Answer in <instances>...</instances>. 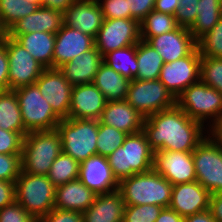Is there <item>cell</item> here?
Returning a JSON list of instances; mask_svg holds the SVG:
<instances>
[{
    "label": "cell",
    "instance_id": "277c9868",
    "mask_svg": "<svg viewBox=\"0 0 222 222\" xmlns=\"http://www.w3.org/2000/svg\"><path fill=\"white\" fill-rule=\"evenodd\" d=\"M61 152V138L56 129L31 131L25 135L23 141L22 171L33 175H47Z\"/></svg>",
    "mask_w": 222,
    "mask_h": 222
},
{
    "label": "cell",
    "instance_id": "d590c367",
    "mask_svg": "<svg viewBox=\"0 0 222 222\" xmlns=\"http://www.w3.org/2000/svg\"><path fill=\"white\" fill-rule=\"evenodd\" d=\"M128 134L115 127L104 125L99 121V131L97 135V155L104 157L112 154L118 147L122 146Z\"/></svg>",
    "mask_w": 222,
    "mask_h": 222
},
{
    "label": "cell",
    "instance_id": "d6986e66",
    "mask_svg": "<svg viewBox=\"0 0 222 222\" xmlns=\"http://www.w3.org/2000/svg\"><path fill=\"white\" fill-rule=\"evenodd\" d=\"M106 103L105 96L93 83L73 86L68 118L99 120Z\"/></svg>",
    "mask_w": 222,
    "mask_h": 222
},
{
    "label": "cell",
    "instance_id": "603a6c76",
    "mask_svg": "<svg viewBox=\"0 0 222 222\" xmlns=\"http://www.w3.org/2000/svg\"><path fill=\"white\" fill-rule=\"evenodd\" d=\"M144 116L126 100L107 102L99 121L127 134L142 131Z\"/></svg>",
    "mask_w": 222,
    "mask_h": 222
},
{
    "label": "cell",
    "instance_id": "11a10c76",
    "mask_svg": "<svg viewBox=\"0 0 222 222\" xmlns=\"http://www.w3.org/2000/svg\"><path fill=\"white\" fill-rule=\"evenodd\" d=\"M210 133L222 143V118L219 122L210 130Z\"/></svg>",
    "mask_w": 222,
    "mask_h": 222
},
{
    "label": "cell",
    "instance_id": "ffe728a7",
    "mask_svg": "<svg viewBox=\"0 0 222 222\" xmlns=\"http://www.w3.org/2000/svg\"><path fill=\"white\" fill-rule=\"evenodd\" d=\"M146 42L160 54L164 63L183 58L197 47V41L189 29L179 26L171 32L151 37Z\"/></svg>",
    "mask_w": 222,
    "mask_h": 222
},
{
    "label": "cell",
    "instance_id": "8fae6325",
    "mask_svg": "<svg viewBox=\"0 0 222 222\" xmlns=\"http://www.w3.org/2000/svg\"><path fill=\"white\" fill-rule=\"evenodd\" d=\"M141 40L140 23L135 19H104L94 41L95 47L102 56Z\"/></svg>",
    "mask_w": 222,
    "mask_h": 222
},
{
    "label": "cell",
    "instance_id": "d6a6232c",
    "mask_svg": "<svg viewBox=\"0 0 222 222\" xmlns=\"http://www.w3.org/2000/svg\"><path fill=\"white\" fill-rule=\"evenodd\" d=\"M177 27L175 16L152 10L140 22V37L141 40L147 41L151 37L171 32Z\"/></svg>",
    "mask_w": 222,
    "mask_h": 222
},
{
    "label": "cell",
    "instance_id": "1f68e13d",
    "mask_svg": "<svg viewBox=\"0 0 222 222\" xmlns=\"http://www.w3.org/2000/svg\"><path fill=\"white\" fill-rule=\"evenodd\" d=\"M198 15L189 32L198 41L221 19L220 0H199Z\"/></svg>",
    "mask_w": 222,
    "mask_h": 222
},
{
    "label": "cell",
    "instance_id": "816d5d0a",
    "mask_svg": "<svg viewBox=\"0 0 222 222\" xmlns=\"http://www.w3.org/2000/svg\"><path fill=\"white\" fill-rule=\"evenodd\" d=\"M76 0H43L42 6L64 13Z\"/></svg>",
    "mask_w": 222,
    "mask_h": 222
},
{
    "label": "cell",
    "instance_id": "484cf974",
    "mask_svg": "<svg viewBox=\"0 0 222 222\" xmlns=\"http://www.w3.org/2000/svg\"><path fill=\"white\" fill-rule=\"evenodd\" d=\"M97 194L79 179L56 187L54 208L83 213L94 202Z\"/></svg>",
    "mask_w": 222,
    "mask_h": 222
},
{
    "label": "cell",
    "instance_id": "f1b7e54d",
    "mask_svg": "<svg viewBox=\"0 0 222 222\" xmlns=\"http://www.w3.org/2000/svg\"><path fill=\"white\" fill-rule=\"evenodd\" d=\"M0 128L6 131L29 133L22 122L19 101L14 90L0 92Z\"/></svg>",
    "mask_w": 222,
    "mask_h": 222
},
{
    "label": "cell",
    "instance_id": "7a4b0ae2",
    "mask_svg": "<svg viewBox=\"0 0 222 222\" xmlns=\"http://www.w3.org/2000/svg\"><path fill=\"white\" fill-rule=\"evenodd\" d=\"M173 185L162 175L151 169L134 174L118 183L125 205H159L169 207Z\"/></svg>",
    "mask_w": 222,
    "mask_h": 222
},
{
    "label": "cell",
    "instance_id": "4316f807",
    "mask_svg": "<svg viewBox=\"0 0 222 222\" xmlns=\"http://www.w3.org/2000/svg\"><path fill=\"white\" fill-rule=\"evenodd\" d=\"M15 40L20 43L45 69L53 68L55 34L49 32H31L18 35Z\"/></svg>",
    "mask_w": 222,
    "mask_h": 222
},
{
    "label": "cell",
    "instance_id": "74e56055",
    "mask_svg": "<svg viewBox=\"0 0 222 222\" xmlns=\"http://www.w3.org/2000/svg\"><path fill=\"white\" fill-rule=\"evenodd\" d=\"M201 56L222 58V18L197 41Z\"/></svg>",
    "mask_w": 222,
    "mask_h": 222
},
{
    "label": "cell",
    "instance_id": "8992f818",
    "mask_svg": "<svg viewBox=\"0 0 222 222\" xmlns=\"http://www.w3.org/2000/svg\"><path fill=\"white\" fill-rule=\"evenodd\" d=\"M56 130L61 138L62 152L79 164L97 155L99 120L67 118L58 123Z\"/></svg>",
    "mask_w": 222,
    "mask_h": 222
},
{
    "label": "cell",
    "instance_id": "7402d4cb",
    "mask_svg": "<svg viewBox=\"0 0 222 222\" xmlns=\"http://www.w3.org/2000/svg\"><path fill=\"white\" fill-rule=\"evenodd\" d=\"M63 24V13L41 6L35 12L19 19L13 24L7 30V36L15 39L18 35L29 34L31 32L56 34Z\"/></svg>",
    "mask_w": 222,
    "mask_h": 222
},
{
    "label": "cell",
    "instance_id": "6da1fadb",
    "mask_svg": "<svg viewBox=\"0 0 222 222\" xmlns=\"http://www.w3.org/2000/svg\"><path fill=\"white\" fill-rule=\"evenodd\" d=\"M142 131L154 152H193L209 133L177 105L145 118Z\"/></svg>",
    "mask_w": 222,
    "mask_h": 222
},
{
    "label": "cell",
    "instance_id": "3957f363",
    "mask_svg": "<svg viewBox=\"0 0 222 222\" xmlns=\"http://www.w3.org/2000/svg\"><path fill=\"white\" fill-rule=\"evenodd\" d=\"M113 176L120 180L153 169L154 151L143 131L128 134L122 146L107 156Z\"/></svg>",
    "mask_w": 222,
    "mask_h": 222
},
{
    "label": "cell",
    "instance_id": "44dd1931",
    "mask_svg": "<svg viewBox=\"0 0 222 222\" xmlns=\"http://www.w3.org/2000/svg\"><path fill=\"white\" fill-rule=\"evenodd\" d=\"M64 24L95 39L103 21L97 0H76L63 13Z\"/></svg>",
    "mask_w": 222,
    "mask_h": 222
},
{
    "label": "cell",
    "instance_id": "e0dca14e",
    "mask_svg": "<svg viewBox=\"0 0 222 222\" xmlns=\"http://www.w3.org/2000/svg\"><path fill=\"white\" fill-rule=\"evenodd\" d=\"M211 193L198 181L173 185L169 208L186 217L209 209Z\"/></svg>",
    "mask_w": 222,
    "mask_h": 222
},
{
    "label": "cell",
    "instance_id": "d4e9b609",
    "mask_svg": "<svg viewBox=\"0 0 222 222\" xmlns=\"http://www.w3.org/2000/svg\"><path fill=\"white\" fill-rule=\"evenodd\" d=\"M124 208L125 202L118 190L97 195L82 213L83 222H123Z\"/></svg>",
    "mask_w": 222,
    "mask_h": 222
},
{
    "label": "cell",
    "instance_id": "cb8c5ba5",
    "mask_svg": "<svg viewBox=\"0 0 222 222\" xmlns=\"http://www.w3.org/2000/svg\"><path fill=\"white\" fill-rule=\"evenodd\" d=\"M103 63V56L94 46L92 49L77 55L70 62L62 65L59 70L72 85L93 83L94 77Z\"/></svg>",
    "mask_w": 222,
    "mask_h": 222
},
{
    "label": "cell",
    "instance_id": "f35d334b",
    "mask_svg": "<svg viewBox=\"0 0 222 222\" xmlns=\"http://www.w3.org/2000/svg\"><path fill=\"white\" fill-rule=\"evenodd\" d=\"M163 207L159 205H125L123 222H156Z\"/></svg>",
    "mask_w": 222,
    "mask_h": 222
},
{
    "label": "cell",
    "instance_id": "c3c4849f",
    "mask_svg": "<svg viewBox=\"0 0 222 222\" xmlns=\"http://www.w3.org/2000/svg\"><path fill=\"white\" fill-rule=\"evenodd\" d=\"M16 200L15 182L0 180V209Z\"/></svg>",
    "mask_w": 222,
    "mask_h": 222
},
{
    "label": "cell",
    "instance_id": "5bb4252c",
    "mask_svg": "<svg viewBox=\"0 0 222 222\" xmlns=\"http://www.w3.org/2000/svg\"><path fill=\"white\" fill-rule=\"evenodd\" d=\"M43 98L51 105L54 113L61 119H67L73 86L64 74L56 68L44 69L34 83Z\"/></svg>",
    "mask_w": 222,
    "mask_h": 222
},
{
    "label": "cell",
    "instance_id": "8d00e7d4",
    "mask_svg": "<svg viewBox=\"0 0 222 222\" xmlns=\"http://www.w3.org/2000/svg\"><path fill=\"white\" fill-rule=\"evenodd\" d=\"M200 80L222 93V58L201 56Z\"/></svg>",
    "mask_w": 222,
    "mask_h": 222
},
{
    "label": "cell",
    "instance_id": "680465c9",
    "mask_svg": "<svg viewBox=\"0 0 222 222\" xmlns=\"http://www.w3.org/2000/svg\"><path fill=\"white\" fill-rule=\"evenodd\" d=\"M220 16L222 18V0H220Z\"/></svg>",
    "mask_w": 222,
    "mask_h": 222
},
{
    "label": "cell",
    "instance_id": "9a60e30c",
    "mask_svg": "<svg viewBox=\"0 0 222 222\" xmlns=\"http://www.w3.org/2000/svg\"><path fill=\"white\" fill-rule=\"evenodd\" d=\"M153 169L172 185L196 181L192 152L155 151Z\"/></svg>",
    "mask_w": 222,
    "mask_h": 222
},
{
    "label": "cell",
    "instance_id": "4fadbf2b",
    "mask_svg": "<svg viewBox=\"0 0 222 222\" xmlns=\"http://www.w3.org/2000/svg\"><path fill=\"white\" fill-rule=\"evenodd\" d=\"M6 52L9 60V90L32 85L45 69L15 39L6 36Z\"/></svg>",
    "mask_w": 222,
    "mask_h": 222
},
{
    "label": "cell",
    "instance_id": "83f0119b",
    "mask_svg": "<svg viewBox=\"0 0 222 222\" xmlns=\"http://www.w3.org/2000/svg\"><path fill=\"white\" fill-rule=\"evenodd\" d=\"M130 82L104 62L93 80V84L102 92L107 102L125 100Z\"/></svg>",
    "mask_w": 222,
    "mask_h": 222
},
{
    "label": "cell",
    "instance_id": "836d02e7",
    "mask_svg": "<svg viewBox=\"0 0 222 222\" xmlns=\"http://www.w3.org/2000/svg\"><path fill=\"white\" fill-rule=\"evenodd\" d=\"M79 168L80 164L73 157L61 152L49 169L47 177L57 187L78 179Z\"/></svg>",
    "mask_w": 222,
    "mask_h": 222
},
{
    "label": "cell",
    "instance_id": "e575fe53",
    "mask_svg": "<svg viewBox=\"0 0 222 222\" xmlns=\"http://www.w3.org/2000/svg\"><path fill=\"white\" fill-rule=\"evenodd\" d=\"M37 8V5L27 0H0L1 23L8 30L19 19L35 12Z\"/></svg>",
    "mask_w": 222,
    "mask_h": 222
},
{
    "label": "cell",
    "instance_id": "f907efd6",
    "mask_svg": "<svg viewBox=\"0 0 222 222\" xmlns=\"http://www.w3.org/2000/svg\"><path fill=\"white\" fill-rule=\"evenodd\" d=\"M178 6V0H155L153 10L175 16Z\"/></svg>",
    "mask_w": 222,
    "mask_h": 222
},
{
    "label": "cell",
    "instance_id": "f6af8a7d",
    "mask_svg": "<svg viewBox=\"0 0 222 222\" xmlns=\"http://www.w3.org/2000/svg\"><path fill=\"white\" fill-rule=\"evenodd\" d=\"M39 222H83V215L77 211L53 208L48 214L44 215Z\"/></svg>",
    "mask_w": 222,
    "mask_h": 222
},
{
    "label": "cell",
    "instance_id": "f5cc1de1",
    "mask_svg": "<svg viewBox=\"0 0 222 222\" xmlns=\"http://www.w3.org/2000/svg\"><path fill=\"white\" fill-rule=\"evenodd\" d=\"M156 222H184V217L167 207L162 209Z\"/></svg>",
    "mask_w": 222,
    "mask_h": 222
},
{
    "label": "cell",
    "instance_id": "ab89813d",
    "mask_svg": "<svg viewBox=\"0 0 222 222\" xmlns=\"http://www.w3.org/2000/svg\"><path fill=\"white\" fill-rule=\"evenodd\" d=\"M104 19H133L131 17V0H97Z\"/></svg>",
    "mask_w": 222,
    "mask_h": 222
},
{
    "label": "cell",
    "instance_id": "6f0895ef",
    "mask_svg": "<svg viewBox=\"0 0 222 222\" xmlns=\"http://www.w3.org/2000/svg\"><path fill=\"white\" fill-rule=\"evenodd\" d=\"M27 1L37 5L38 7H41L43 3V0H27Z\"/></svg>",
    "mask_w": 222,
    "mask_h": 222
},
{
    "label": "cell",
    "instance_id": "30bf717a",
    "mask_svg": "<svg viewBox=\"0 0 222 222\" xmlns=\"http://www.w3.org/2000/svg\"><path fill=\"white\" fill-rule=\"evenodd\" d=\"M125 100L144 118L176 105V99L159 79L132 80Z\"/></svg>",
    "mask_w": 222,
    "mask_h": 222
},
{
    "label": "cell",
    "instance_id": "7dc6e473",
    "mask_svg": "<svg viewBox=\"0 0 222 222\" xmlns=\"http://www.w3.org/2000/svg\"><path fill=\"white\" fill-rule=\"evenodd\" d=\"M9 60L6 52V38L0 44V92L9 90Z\"/></svg>",
    "mask_w": 222,
    "mask_h": 222
},
{
    "label": "cell",
    "instance_id": "60d3db41",
    "mask_svg": "<svg viewBox=\"0 0 222 222\" xmlns=\"http://www.w3.org/2000/svg\"><path fill=\"white\" fill-rule=\"evenodd\" d=\"M22 154H0V180L15 182L22 170Z\"/></svg>",
    "mask_w": 222,
    "mask_h": 222
},
{
    "label": "cell",
    "instance_id": "f546056e",
    "mask_svg": "<svg viewBox=\"0 0 222 222\" xmlns=\"http://www.w3.org/2000/svg\"><path fill=\"white\" fill-rule=\"evenodd\" d=\"M136 57L138 71L135 79L147 81L159 79L164 62L160 54L151 45L140 40L136 44Z\"/></svg>",
    "mask_w": 222,
    "mask_h": 222
},
{
    "label": "cell",
    "instance_id": "bcb514c9",
    "mask_svg": "<svg viewBox=\"0 0 222 222\" xmlns=\"http://www.w3.org/2000/svg\"><path fill=\"white\" fill-rule=\"evenodd\" d=\"M131 17L139 23L154 9L155 0H131Z\"/></svg>",
    "mask_w": 222,
    "mask_h": 222
},
{
    "label": "cell",
    "instance_id": "7bdbcfd3",
    "mask_svg": "<svg viewBox=\"0 0 222 222\" xmlns=\"http://www.w3.org/2000/svg\"><path fill=\"white\" fill-rule=\"evenodd\" d=\"M0 222H39L16 200L0 209Z\"/></svg>",
    "mask_w": 222,
    "mask_h": 222
},
{
    "label": "cell",
    "instance_id": "9c48e42d",
    "mask_svg": "<svg viewBox=\"0 0 222 222\" xmlns=\"http://www.w3.org/2000/svg\"><path fill=\"white\" fill-rule=\"evenodd\" d=\"M14 91L19 101L23 125L28 132L56 129L61 119L35 84L19 87Z\"/></svg>",
    "mask_w": 222,
    "mask_h": 222
},
{
    "label": "cell",
    "instance_id": "2e32d148",
    "mask_svg": "<svg viewBox=\"0 0 222 222\" xmlns=\"http://www.w3.org/2000/svg\"><path fill=\"white\" fill-rule=\"evenodd\" d=\"M78 179L97 195L118 190L119 182L108 159L101 155H93L80 164Z\"/></svg>",
    "mask_w": 222,
    "mask_h": 222
},
{
    "label": "cell",
    "instance_id": "52a82bcc",
    "mask_svg": "<svg viewBox=\"0 0 222 222\" xmlns=\"http://www.w3.org/2000/svg\"><path fill=\"white\" fill-rule=\"evenodd\" d=\"M56 187L47 175H33L21 170L15 181L16 201L38 221L54 208Z\"/></svg>",
    "mask_w": 222,
    "mask_h": 222
},
{
    "label": "cell",
    "instance_id": "681fc988",
    "mask_svg": "<svg viewBox=\"0 0 222 222\" xmlns=\"http://www.w3.org/2000/svg\"><path fill=\"white\" fill-rule=\"evenodd\" d=\"M209 210L216 222H222V192L211 194Z\"/></svg>",
    "mask_w": 222,
    "mask_h": 222
},
{
    "label": "cell",
    "instance_id": "9f6ffc18",
    "mask_svg": "<svg viewBox=\"0 0 222 222\" xmlns=\"http://www.w3.org/2000/svg\"><path fill=\"white\" fill-rule=\"evenodd\" d=\"M6 36H7V30L4 28L0 20V44L5 41Z\"/></svg>",
    "mask_w": 222,
    "mask_h": 222
},
{
    "label": "cell",
    "instance_id": "ba28073f",
    "mask_svg": "<svg viewBox=\"0 0 222 222\" xmlns=\"http://www.w3.org/2000/svg\"><path fill=\"white\" fill-rule=\"evenodd\" d=\"M196 181L211 194L222 192V143L210 132L192 152Z\"/></svg>",
    "mask_w": 222,
    "mask_h": 222
},
{
    "label": "cell",
    "instance_id": "4dcf8cb0",
    "mask_svg": "<svg viewBox=\"0 0 222 222\" xmlns=\"http://www.w3.org/2000/svg\"><path fill=\"white\" fill-rule=\"evenodd\" d=\"M103 62L123 77L134 80L138 71L136 44L105 54Z\"/></svg>",
    "mask_w": 222,
    "mask_h": 222
},
{
    "label": "cell",
    "instance_id": "db71d44e",
    "mask_svg": "<svg viewBox=\"0 0 222 222\" xmlns=\"http://www.w3.org/2000/svg\"><path fill=\"white\" fill-rule=\"evenodd\" d=\"M184 222H216L210 210L184 217Z\"/></svg>",
    "mask_w": 222,
    "mask_h": 222
},
{
    "label": "cell",
    "instance_id": "7c38bea8",
    "mask_svg": "<svg viewBox=\"0 0 222 222\" xmlns=\"http://www.w3.org/2000/svg\"><path fill=\"white\" fill-rule=\"evenodd\" d=\"M200 60L201 55L196 47L189 55L162 66L159 80L175 99L200 80Z\"/></svg>",
    "mask_w": 222,
    "mask_h": 222
},
{
    "label": "cell",
    "instance_id": "ac0fdd59",
    "mask_svg": "<svg viewBox=\"0 0 222 222\" xmlns=\"http://www.w3.org/2000/svg\"><path fill=\"white\" fill-rule=\"evenodd\" d=\"M95 46L94 38L65 24L55 34L53 68L59 69L74 57Z\"/></svg>",
    "mask_w": 222,
    "mask_h": 222
},
{
    "label": "cell",
    "instance_id": "5b68a950",
    "mask_svg": "<svg viewBox=\"0 0 222 222\" xmlns=\"http://www.w3.org/2000/svg\"><path fill=\"white\" fill-rule=\"evenodd\" d=\"M176 105L209 132L222 118V93L201 80L186 88L176 98Z\"/></svg>",
    "mask_w": 222,
    "mask_h": 222
},
{
    "label": "cell",
    "instance_id": "ee69618b",
    "mask_svg": "<svg viewBox=\"0 0 222 222\" xmlns=\"http://www.w3.org/2000/svg\"><path fill=\"white\" fill-rule=\"evenodd\" d=\"M24 136L0 128V154H22Z\"/></svg>",
    "mask_w": 222,
    "mask_h": 222
},
{
    "label": "cell",
    "instance_id": "b9f144b4",
    "mask_svg": "<svg viewBox=\"0 0 222 222\" xmlns=\"http://www.w3.org/2000/svg\"><path fill=\"white\" fill-rule=\"evenodd\" d=\"M199 0H178L179 6L175 14L176 23L179 27L190 29L195 22Z\"/></svg>",
    "mask_w": 222,
    "mask_h": 222
}]
</instances>
